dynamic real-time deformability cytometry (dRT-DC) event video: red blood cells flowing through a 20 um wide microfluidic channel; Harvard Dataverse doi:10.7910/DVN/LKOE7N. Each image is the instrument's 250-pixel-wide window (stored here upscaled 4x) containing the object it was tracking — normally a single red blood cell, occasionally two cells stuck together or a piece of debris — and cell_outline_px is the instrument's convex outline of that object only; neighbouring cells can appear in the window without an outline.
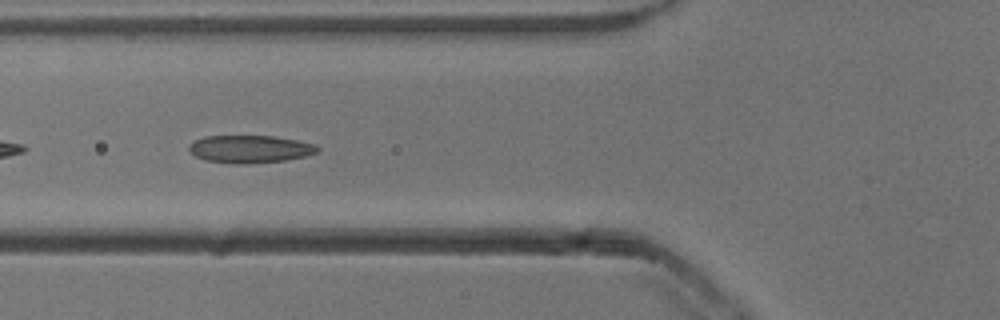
{"species": "common noctule bat (a hibernating species)", "species_latin": "Nyctalus noctula", "temperature_condition": "cold", "stored_images_in_passage": 30, "camera_frame_rate_fps": 3000, "um_per_image_px": 0.085, "animal": {"sex": "male", "body_mass_g": 13.3}, "frame": {"image": 1, "passage_image": 3, "time_ms": 0.667, "image_size_px": [1000, 320], "cell_outline_px": [[320, 152], [304, 156], [284, 160], [248, 164], [236, 164], [204, 160], [188, 152], [188, 144], [204, 136], [272, 136], [296, 140], [316, 144], [320, 148]], "centroid_in_image_um": [21.23, 12.67], "position_along_channel_um": 104.6, "area_um2": 20.81}}
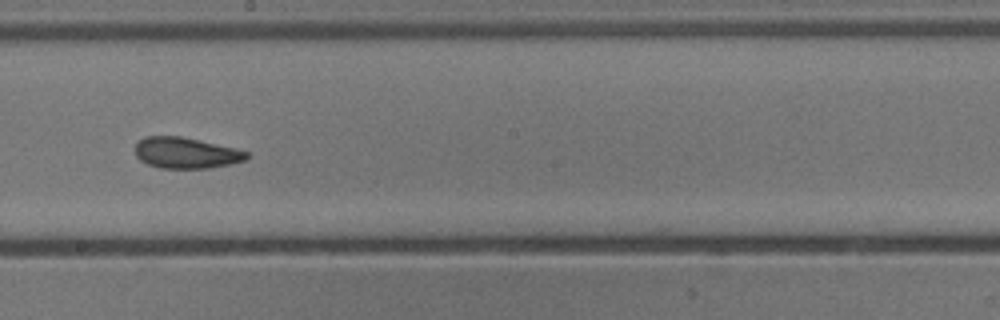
{"frame": {"image": 2, "passage_image": 13, "time_ms": 4.0, "image_size_px": [1000, 320], "cell_outline_px": [[252, 156], [248, 160], [208, 168], [160, 168], [148, 164], [140, 160], [136, 156], [136, 144], [144, 136], [180, 136], [236, 148], [248, 152]], "centroid_in_image_um": [15.84, 13.0], "position_along_channel_um": 232.4, "area_um2": 20.17}}
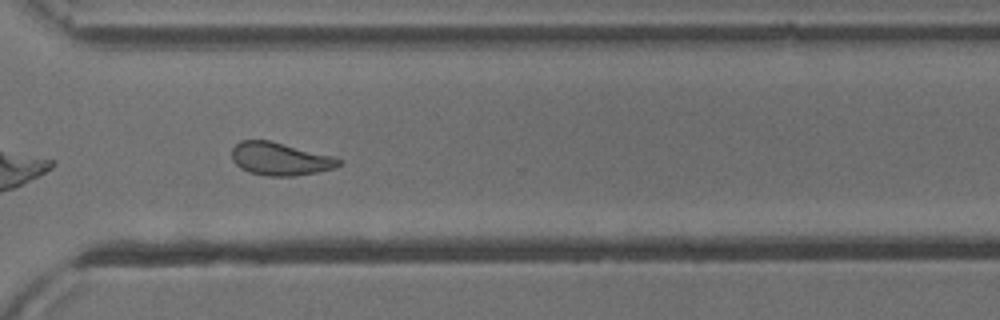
{"frame": {"image": 3, "passage_image": 22, "time_ms": 7.0, "image_size_px": [1000, 320], "cell_outline_px": [[344, 164], [336, 168], [316, 172], [292, 176], [268, 176], [248, 172], [240, 168], [232, 160], [232, 148], [240, 140], [268, 140], [332, 156], [344, 160]], "centroid_in_image_um": [23.82, 13.51], "position_along_channel_um": 346.8, "area_um2": 20.52}}